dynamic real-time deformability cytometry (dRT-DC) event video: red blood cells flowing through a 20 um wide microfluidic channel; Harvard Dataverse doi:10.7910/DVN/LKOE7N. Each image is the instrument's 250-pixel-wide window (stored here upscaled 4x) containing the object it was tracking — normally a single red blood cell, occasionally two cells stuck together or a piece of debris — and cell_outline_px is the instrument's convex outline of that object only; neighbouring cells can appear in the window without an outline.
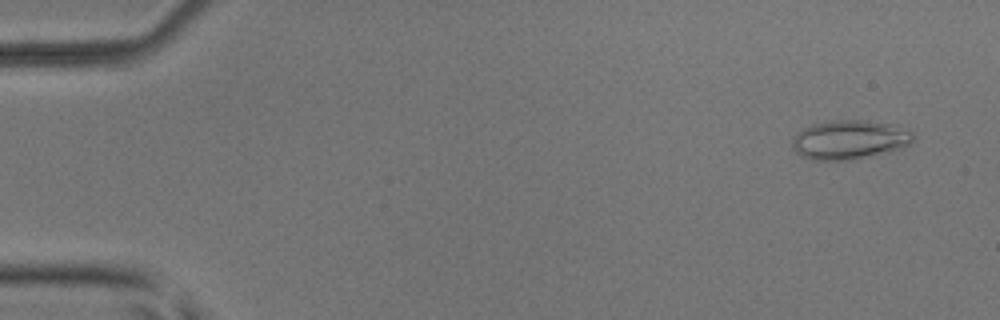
{"species": "common noctule bat (a hibernating species)", "species_latin": "Nyctalus noctula", "temperature_condition": "room temperature", "stored_images_in_passage": 52, "camera_frame_rate_fps": 3000, "um_per_image_px": 0.085, "animal": {"sex": "male", "body_mass_g": 17.9, "forearm_length_mm": 54.2}, "frame": {"image": 1, "passage_image": 3, "time_ms": 0.667, "image_size_px": [1000, 320], "cell_outline_px": [[916, 140], [912, 144], [888, 152], [852, 160], [812, 160], [800, 156], [792, 148], [792, 140], [804, 128], [812, 124], [828, 120], [860, 120], [900, 124], [912, 132], [916, 136]], "centroid_in_image_um": [72.28, 11.87], "position_along_channel_um": 12.7, "area_um2": 28.09}}
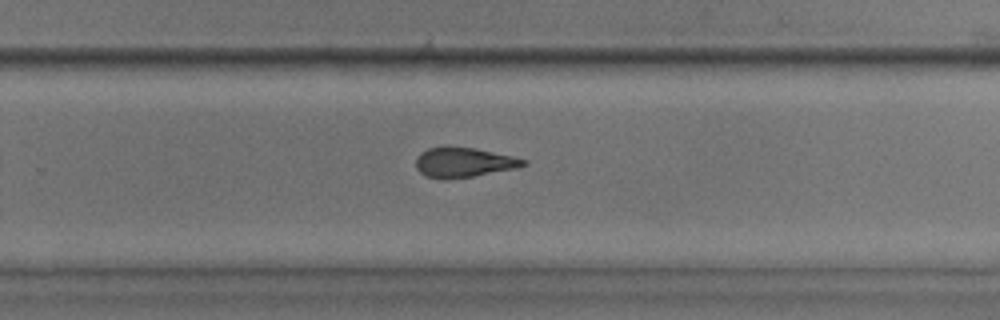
{"frame": {"image": 2, "passage_image": 34, "time_ms": 11.0, "image_size_px": [1000, 320], "cell_outline_px": [[528, 164], [516, 168], [472, 176], [424, 176], [416, 168], [416, 156], [420, 152], [428, 148], [444, 144], [452, 144], [476, 148], [512, 156], [528, 160]], "centroid_in_image_um": [39.41, 13.72], "position_along_channel_um": 290.4, "area_um2": 18.61}}
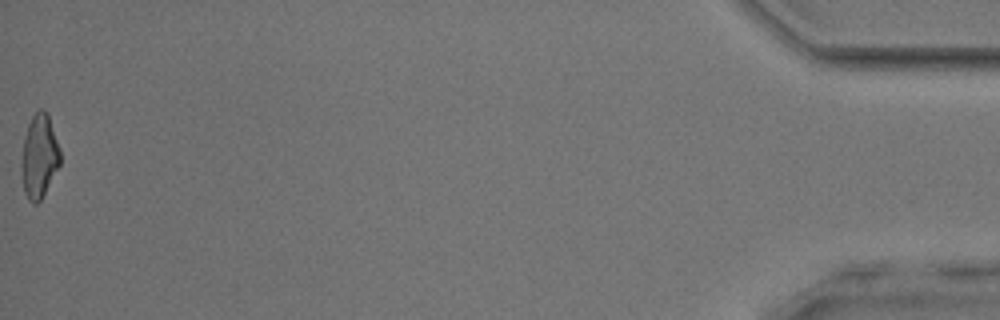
{"frame": {"image": 3, "passage_image": 52, "time_ms": 17.0, "image_size_px": [1000, 320], "cell_outline_px": [[60, 164], [40, 200], [36, 204], [32, 204], [28, 200], [24, 192], [20, 168], [20, 164], [24, 136], [28, 124], [32, 116], [40, 108], [44, 108], [48, 112], [60, 148]], "centroid_in_image_um": [3.32, 13.26], "position_along_channel_um": 431.9, "area_um2": 19.13}, "authors_computed_cell_mechanics": {"area_um2": 19.652, "velocity_mm_per_s": 3.9925, "shape_relaxation_time_tau1_ms": null, "shape_relaxation_time_tau2_ms": 2.4299, "deformation_change_tau1": null, "deformation_change_tau2": 0.1197}}